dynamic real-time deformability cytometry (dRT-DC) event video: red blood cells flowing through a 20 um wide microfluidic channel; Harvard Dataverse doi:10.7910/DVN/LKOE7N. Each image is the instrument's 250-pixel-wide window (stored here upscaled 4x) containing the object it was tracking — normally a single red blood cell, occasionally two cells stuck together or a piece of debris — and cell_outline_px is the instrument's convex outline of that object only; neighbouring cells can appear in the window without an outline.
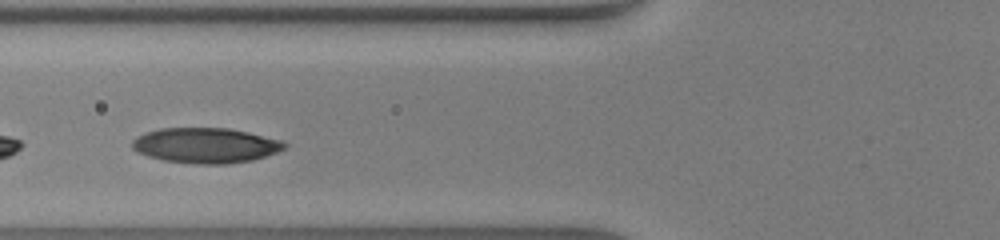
{"species": "human", "species_latin": "Homo sapiens", "temperature_condition": "warm", "stored_images_in_passage": 29, "camera_frame_rate_fps": 3000, "um_per_image_px": 0.085, "donor": {"sex": "male"}, "frame": {"image": 1, "passage_image": 8, "time_ms": 2.333, "image_size_px": [1000, 240], "cell_outline_px": [[288, 144], [284, 148], [276, 152], [252, 160], [224, 164], [196, 164], [164, 160], [148, 156], [132, 148], [132, 140], [136, 136], [160, 128], [228, 128], [248, 132], [284, 140]], "centroid_in_image_um": [17.5, 12.35], "position_along_channel_um": 108.3, "area_um2": 31.15}}
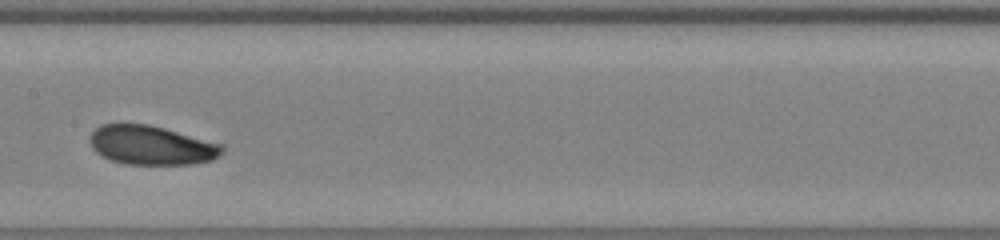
{"frame": {"image": 2, "passage_image": 14, "time_ms": 4.333, "image_size_px": [1000, 240], "cell_outline_px": [[224, 152], [220, 156], [212, 160], [192, 164], [128, 164], [112, 160], [96, 152], [92, 148], [92, 132], [100, 124], [148, 124], [164, 128], [224, 144]], "centroid_in_image_um": [12.94, 12.34], "position_along_channel_um": 194.5, "area_um2": 30.0}}
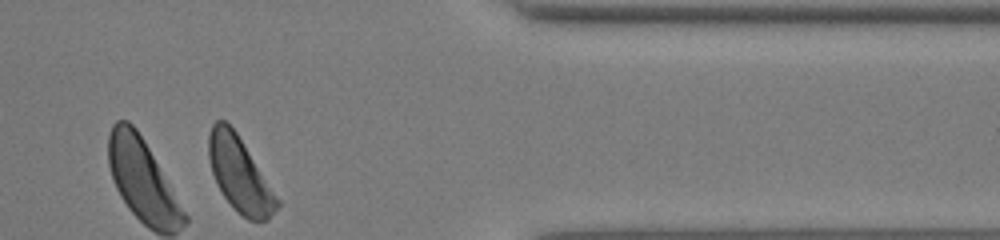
{"frame": {"image": 3, "passage_image": 29, "time_ms": 9.333, "image_size_px": [1000, 240], "cell_outline_px": [[280, 204], [268, 220], [248, 220], [236, 212], [232, 208], [216, 184], [212, 172], [208, 156], [208, 136], [212, 124], [216, 120], [224, 120], [236, 132], [280, 200]], "centroid_in_image_um": [20.36, 14.85], "position_along_channel_um": 391.0, "area_um2": 29.59}, "authors_computed_cell_mechanics": {"area_um2": 30.056, "velocity_mm_per_s": 4.3116, "shape_relaxation_time_tau1_ms": 1.7499, "shape_relaxation_time_tau2_ms": 9.3312, "deformation_change_tau1": 0.0861, "deformation_change_tau2": 0.2266}}